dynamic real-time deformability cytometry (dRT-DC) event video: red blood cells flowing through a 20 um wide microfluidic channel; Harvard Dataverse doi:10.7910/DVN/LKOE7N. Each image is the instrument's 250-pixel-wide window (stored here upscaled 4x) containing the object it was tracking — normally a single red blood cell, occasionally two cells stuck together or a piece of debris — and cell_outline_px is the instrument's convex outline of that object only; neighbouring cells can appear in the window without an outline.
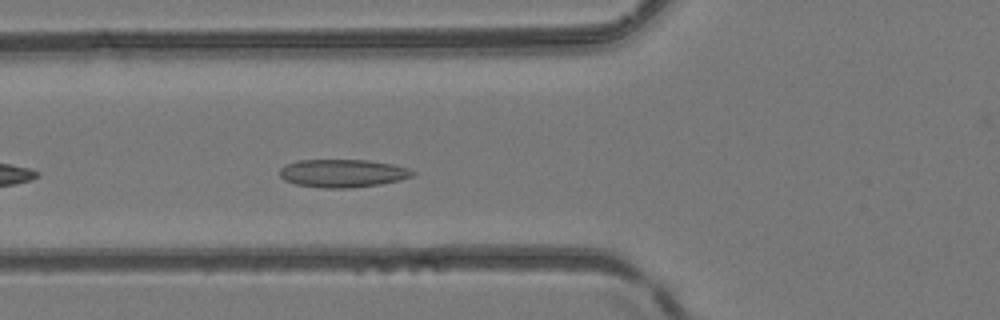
{"species": "common noctule bat (a hibernating species)", "species_latin": "Nyctalus noctula", "temperature_condition": "room temperature", "stored_images_in_passage": 5, "camera_frame_rate_fps": 3000, "um_per_image_px": 0.085, "animal": {"sex": "female", "body_mass_g": 24.6, "forearm_length_mm": 56.2}, "frame": {"image": 1, "passage_image": 5, "time_ms": 4.333, "image_size_px": [1000, 320], "cell_outline_px": [[416, 172], [412, 176], [400, 180], [380, 184], [352, 188], [324, 188], [296, 184], [284, 180], [280, 176], [280, 168], [296, 160], [368, 160], [392, 164], [408, 168]], "centroid_in_image_um": [29.13, 14.73], "position_along_channel_um": 96.7, "area_um2": 21.68}}